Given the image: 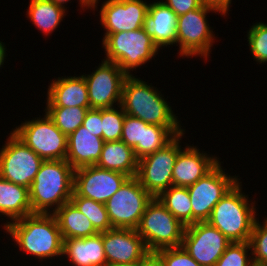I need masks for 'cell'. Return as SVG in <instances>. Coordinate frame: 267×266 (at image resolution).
Returning <instances> with one entry per match:
<instances>
[{
	"label": "cell",
	"instance_id": "44dd1931",
	"mask_svg": "<svg viewBox=\"0 0 267 266\" xmlns=\"http://www.w3.org/2000/svg\"><path fill=\"white\" fill-rule=\"evenodd\" d=\"M47 94V107H90L83 75L55 79L50 83Z\"/></svg>",
	"mask_w": 267,
	"mask_h": 266
},
{
	"label": "cell",
	"instance_id": "7bdbcfd3",
	"mask_svg": "<svg viewBox=\"0 0 267 266\" xmlns=\"http://www.w3.org/2000/svg\"><path fill=\"white\" fill-rule=\"evenodd\" d=\"M106 266H139V262H134L131 264H107Z\"/></svg>",
	"mask_w": 267,
	"mask_h": 266
},
{
	"label": "cell",
	"instance_id": "4fadbf2b",
	"mask_svg": "<svg viewBox=\"0 0 267 266\" xmlns=\"http://www.w3.org/2000/svg\"><path fill=\"white\" fill-rule=\"evenodd\" d=\"M231 242L207 221L185 227L183 249L201 266H215Z\"/></svg>",
	"mask_w": 267,
	"mask_h": 266
},
{
	"label": "cell",
	"instance_id": "e0dca14e",
	"mask_svg": "<svg viewBox=\"0 0 267 266\" xmlns=\"http://www.w3.org/2000/svg\"><path fill=\"white\" fill-rule=\"evenodd\" d=\"M101 6L100 22L105 34L128 32L144 27L149 4L143 0H105Z\"/></svg>",
	"mask_w": 267,
	"mask_h": 266
},
{
	"label": "cell",
	"instance_id": "6da1fadb",
	"mask_svg": "<svg viewBox=\"0 0 267 266\" xmlns=\"http://www.w3.org/2000/svg\"><path fill=\"white\" fill-rule=\"evenodd\" d=\"M4 229L31 256L42 260L63 256V237L53 214H31L7 222Z\"/></svg>",
	"mask_w": 267,
	"mask_h": 266
},
{
	"label": "cell",
	"instance_id": "7c38bea8",
	"mask_svg": "<svg viewBox=\"0 0 267 266\" xmlns=\"http://www.w3.org/2000/svg\"><path fill=\"white\" fill-rule=\"evenodd\" d=\"M220 163L187 187L192 203V224L207 221L214 206L238 182L236 176L225 174Z\"/></svg>",
	"mask_w": 267,
	"mask_h": 266
},
{
	"label": "cell",
	"instance_id": "f546056e",
	"mask_svg": "<svg viewBox=\"0 0 267 266\" xmlns=\"http://www.w3.org/2000/svg\"><path fill=\"white\" fill-rule=\"evenodd\" d=\"M70 201L91 221L99 233L113 228L105 204L78 196L74 191Z\"/></svg>",
	"mask_w": 267,
	"mask_h": 266
},
{
	"label": "cell",
	"instance_id": "5b68a950",
	"mask_svg": "<svg viewBox=\"0 0 267 266\" xmlns=\"http://www.w3.org/2000/svg\"><path fill=\"white\" fill-rule=\"evenodd\" d=\"M102 45L106 61L116 63L127 75L156 55L159 48L146 33L144 27L128 32L105 34Z\"/></svg>",
	"mask_w": 267,
	"mask_h": 266
},
{
	"label": "cell",
	"instance_id": "484cf974",
	"mask_svg": "<svg viewBox=\"0 0 267 266\" xmlns=\"http://www.w3.org/2000/svg\"><path fill=\"white\" fill-rule=\"evenodd\" d=\"M27 18L44 34L49 35L63 20L65 8L52 0H30Z\"/></svg>",
	"mask_w": 267,
	"mask_h": 266
},
{
	"label": "cell",
	"instance_id": "f1b7e54d",
	"mask_svg": "<svg viewBox=\"0 0 267 266\" xmlns=\"http://www.w3.org/2000/svg\"><path fill=\"white\" fill-rule=\"evenodd\" d=\"M90 107H46L45 113L67 137L83 123Z\"/></svg>",
	"mask_w": 267,
	"mask_h": 266
},
{
	"label": "cell",
	"instance_id": "7402d4cb",
	"mask_svg": "<svg viewBox=\"0 0 267 266\" xmlns=\"http://www.w3.org/2000/svg\"><path fill=\"white\" fill-rule=\"evenodd\" d=\"M62 255L74 266H106L102 232L90 237L64 239Z\"/></svg>",
	"mask_w": 267,
	"mask_h": 266
},
{
	"label": "cell",
	"instance_id": "d6986e66",
	"mask_svg": "<svg viewBox=\"0 0 267 266\" xmlns=\"http://www.w3.org/2000/svg\"><path fill=\"white\" fill-rule=\"evenodd\" d=\"M177 20L178 16L164 0L149 3L144 29L159 50L162 46L176 44Z\"/></svg>",
	"mask_w": 267,
	"mask_h": 266
},
{
	"label": "cell",
	"instance_id": "30bf717a",
	"mask_svg": "<svg viewBox=\"0 0 267 266\" xmlns=\"http://www.w3.org/2000/svg\"><path fill=\"white\" fill-rule=\"evenodd\" d=\"M217 10L202 5L185 14L177 20L176 43L179 44V55L183 57L202 56L207 58L214 42L213 31L210 30L206 15Z\"/></svg>",
	"mask_w": 267,
	"mask_h": 266
},
{
	"label": "cell",
	"instance_id": "d590c367",
	"mask_svg": "<svg viewBox=\"0 0 267 266\" xmlns=\"http://www.w3.org/2000/svg\"><path fill=\"white\" fill-rule=\"evenodd\" d=\"M162 266H201L182 246L165 248L154 253Z\"/></svg>",
	"mask_w": 267,
	"mask_h": 266
},
{
	"label": "cell",
	"instance_id": "1f68e13d",
	"mask_svg": "<svg viewBox=\"0 0 267 266\" xmlns=\"http://www.w3.org/2000/svg\"><path fill=\"white\" fill-rule=\"evenodd\" d=\"M149 123L144 122L139 118L125 115L123 121V129L121 134V141L134 149L135 155L138 159L142 158V136L143 127H147Z\"/></svg>",
	"mask_w": 267,
	"mask_h": 266
},
{
	"label": "cell",
	"instance_id": "cb8c5ba5",
	"mask_svg": "<svg viewBox=\"0 0 267 266\" xmlns=\"http://www.w3.org/2000/svg\"><path fill=\"white\" fill-rule=\"evenodd\" d=\"M0 213L11 218V221L33 214L29 188L0 176Z\"/></svg>",
	"mask_w": 267,
	"mask_h": 266
},
{
	"label": "cell",
	"instance_id": "b9f144b4",
	"mask_svg": "<svg viewBox=\"0 0 267 266\" xmlns=\"http://www.w3.org/2000/svg\"><path fill=\"white\" fill-rule=\"evenodd\" d=\"M2 43L3 42L0 41V67L4 64V59L6 56V48Z\"/></svg>",
	"mask_w": 267,
	"mask_h": 266
},
{
	"label": "cell",
	"instance_id": "ab89813d",
	"mask_svg": "<svg viewBox=\"0 0 267 266\" xmlns=\"http://www.w3.org/2000/svg\"><path fill=\"white\" fill-rule=\"evenodd\" d=\"M139 266H162L154 254H150L145 260L139 261Z\"/></svg>",
	"mask_w": 267,
	"mask_h": 266
},
{
	"label": "cell",
	"instance_id": "277c9868",
	"mask_svg": "<svg viewBox=\"0 0 267 266\" xmlns=\"http://www.w3.org/2000/svg\"><path fill=\"white\" fill-rule=\"evenodd\" d=\"M239 181L214 206L207 222L230 242H249L256 221L255 203L249 204Z\"/></svg>",
	"mask_w": 267,
	"mask_h": 266
},
{
	"label": "cell",
	"instance_id": "4dcf8cb0",
	"mask_svg": "<svg viewBox=\"0 0 267 266\" xmlns=\"http://www.w3.org/2000/svg\"><path fill=\"white\" fill-rule=\"evenodd\" d=\"M119 110L113 108L101 109L102 131L104 142L120 141L123 121L126 113L121 105Z\"/></svg>",
	"mask_w": 267,
	"mask_h": 266
},
{
	"label": "cell",
	"instance_id": "9c48e42d",
	"mask_svg": "<svg viewBox=\"0 0 267 266\" xmlns=\"http://www.w3.org/2000/svg\"><path fill=\"white\" fill-rule=\"evenodd\" d=\"M184 132L177 135L164 148L139 159L136 178L152 196L158 197L172 185V172Z\"/></svg>",
	"mask_w": 267,
	"mask_h": 266
},
{
	"label": "cell",
	"instance_id": "5bb4252c",
	"mask_svg": "<svg viewBox=\"0 0 267 266\" xmlns=\"http://www.w3.org/2000/svg\"><path fill=\"white\" fill-rule=\"evenodd\" d=\"M93 72L83 75L88 88L90 109L113 108L116 102L121 105L122 87L127 77L122 69L116 63L104 60Z\"/></svg>",
	"mask_w": 267,
	"mask_h": 266
},
{
	"label": "cell",
	"instance_id": "3957f363",
	"mask_svg": "<svg viewBox=\"0 0 267 266\" xmlns=\"http://www.w3.org/2000/svg\"><path fill=\"white\" fill-rule=\"evenodd\" d=\"M147 82L127 76L122 87L121 106L124 112L146 123L164 127H181L171 106L161 92Z\"/></svg>",
	"mask_w": 267,
	"mask_h": 266
},
{
	"label": "cell",
	"instance_id": "ffe728a7",
	"mask_svg": "<svg viewBox=\"0 0 267 266\" xmlns=\"http://www.w3.org/2000/svg\"><path fill=\"white\" fill-rule=\"evenodd\" d=\"M66 161L74 170L96 165L104 140L94 136L82 125L68 137Z\"/></svg>",
	"mask_w": 267,
	"mask_h": 266
},
{
	"label": "cell",
	"instance_id": "4316f807",
	"mask_svg": "<svg viewBox=\"0 0 267 266\" xmlns=\"http://www.w3.org/2000/svg\"><path fill=\"white\" fill-rule=\"evenodd\" d=\"M157 198L185 227L192 224V203L187 187L171 186Z\"/></svg>",
	"mask_w": 267,
	"mask_h": 266
},
{
	"label": "cell",
	"instance_id": "ba28073f",
	"mask_svg": "<svg viewBox=\"0 0 267 266\" xmlns=\"http://www.w3.org/2000/svg\"><path fill=\"white\" fill-rule=\"evenodd\" d=\"M152 199L136 177H129L105 203L112 227L136 229Z\"/></svg>",
	"mask_w": 267,
	"mask_h": 266
},
{
	"label": "cell",
	"instance_id": "8992f818",
	"mask_svg": "<svg viewBox=\"0 0 267 266\" xmlns=\"http://www.w3.org/2000/svg\"><path fill=\"white\" fill-rule=\"evenodd\" d=\"M151 254L156 251L179 247L185 226L158 200L157 197L148 203L140 223L136 228Z\"/></svg>",
	"mask_w": 267,
	"mask_h": 266
},
{
	"label": "cell",
	"instance_id": "603a6c76",
	"mask_svg": "<svg viewBox=\"0 0 267 266\" xmlns=\"http://www.w3.org/2000/svg\"><path fill=\"white\" fill-rule=\"evenodd\" d=\"M139 159L134 149L123 141L104 142L100 159L96 166L135 177Z\"/></svg>",
	"mask_w": 267,
	"mask_h": 266
},
{
	"label": "cell",
	"instance_id": "74e56055",
	"mask_svg": "<svg viewBox=\"0 0 267 266\" xmlns=\"http://www.w3.org/2000/svg\"><path fill=\"white\" fill-rule=\"evenodd\" d=\"M177 16L203 5L202 0H166L164 2Z\"/></svg>",
	"mask_w": 267,
	"mask_h": 266
},
{
	"label": "cell",
	"instance_id": "d6a6232c",
	"mask_svg": "<svg viewBox=\"0 0 267 266\" xmlns=\"http://www.w3.org/2000/svg\"><path fill=\"white\" fill-rule=\"evenodd\" d=\"M262 223L256 219L249 240L254 266H267V218Z\"/></svg>",
	"mask_w": 267,
	"mask_h": 266
},
{
	"label": "cell",
	"instance_id": "2e32d148",
	"mask_svg": "<svg viewBox=\"0 0 267 266\" xmlns=\"http://www.w3.org/2000/svg\"><path fill=\"white\" fill-rule=\"evenodd\" d=\"M107 264H131L145 260L151 253L136 229L112 228L102 232Z\"/></svg>",
	"mask_w": 267,
	"mask_h": 266
},
{
	"label": "cell",
	"instance_id": "d4e9b609",
	"mask_svg": "<svg viewBox=\"0 0 267 266\" xmlns=\"http://www.w3.org/2000/svg\"><path fill=\"white\" fill-rule=\"evenodd\" d=\"M53 215L57 220L63 240L90 237L99 233L91 221L71 201L59 207Z\"/></svg>",
	"mask_w": 267,
	"mask_h": 266
},
{
	"label": "cell",
	"instance_id": "836d02e7",
	"mask_svg": "<svg viewBox=\"0 0 267 266\" xmlns=\"http://www.w3.org/2000/svg\"><path fill=\"white\" fill-rule=\"evenodd\" d=\"M250 250L249 242H231L215 266H254L247 255Z\"/></svg>",
	"mask_w": 267,
	"mask_h": 266
},
{
	"label": "cell",
	"instance_id": "f35d334b",
	"mask_svg": "<svg viewBox=\"0 0 267 266\" xmlns=\"http://www.w3.org/2000/svg\"><path fill=\"white\" fill-rule=\"evenodd\" d=\"M202 3L217 10L221 15H225L229 11L231 0H202Z\"/></svg>",
	"mask_w": 267,
	"mask_h": 266
},
{
	"label": "cell",
	"instance_id": "e575fe53",
	"mask_svg": "<svg viewBox=\"0 0 267 266\" xmlns=\"http://www.w3.org/2000/svg\"><path fill=\"white\" fill-rule=\"evenodd\" d=\"M248 44L254 59L260 63L267 62V24L255 23L248 31Z\"/></svg>",
	"mask_w": 267,
	"mask_h": 266
},
{
	"label": "cell",
	"instance_id": "ac0fdd59",
	"mask_svg": "<svg viewBox=\"0 0 267 266\" xmlns=\"http://www.w3.org/2000/svg\"><path fill=\"white\" fill-rule=\"evenodd\" d=\"M218 163L217 157L200 153L199 148L195 146L181 149L173 167L172 185L189 187L209 173Z\"/></svg>",
	"mask_w": 267,
	"mask_h": 266
},
{
	"label": "cell",
	"instance_id": "8fae6325",
	"mask_svg": "<svg viewBox=\"0 0 267 266\" xmlns=\"http://www.w3.org/2000/svg\"><path fill=\"white\" fill-rule=\"evenodd\" d=\"M43 161L12 132L0 150V176L30 189Z\"/></svg>",
	"mask_w": 267,
	"mask_h": 266
},
{
	"label": "cell",
	"instance_id": "7a4b0ae2",
	"mask_svg": "<svg viewBox=\"0 0 267 266\" xmlns=\"http://www.w3.org/2000/svg\"><path fill=\"white\" fill-rule=\"evenodd\" d=\"M73 187L74 169L66 160H44L29 189L32 213L53 214L70 201Z\"/></svg>",
	"mask_w": 267,
	"mask_h": 266
},
{
	"label": "cell",
	"instance_id": "83f0119b",
	"mask_svg": "<svg viewBox=\"0 0 267 266\" xmlns=\"http://www.w3.org/2000/svg\"><path fill=\"white\" fill-rule=\"evenodd\" d=\"M183 132L181 127H164L156 124L143 127L142 157L161 150Z\"/></svg>",
	"mask_w": 267,
	"mask_h": 266
},
{
	"label": "cell",
	"instance_id": "52a82bcc",
	"mask_svg": "<svg viewBox=\"0 0 267 266\" xmlns=\"http://www.w3.org/2000/svg\"><path fill=\"white\" fill-rule=\"evenodd\" d=\"M13 133L43 160H66L68 138L47 113L44 118L25 121Z\"/></svg>",
	"mask_w": 267,
	"mask_h": 266
},
{
	"label": "cell",
	"instance_id": "8d00e7d4",
	"mask_svg": "<svg viewBox=\"0 0 267 266\" xmlns=\"http://www.w3.org/2000/svg\"><path fill=\"white\" fill-rule=\"evenodd\" d=\"M82 126L90 131L92 135L103 139L101 109H89Z\"/></svg>",
	"mask_w": 267,
	"mask_h": 266
},
{
	"label": "cell",
	"instance_id": "60d3db41",
	"mask_svg": "<svg viewBox=\"0 0 267 266\" xmlns=\"http://www.w3.org/2000/svg\"><path fill=\"white\" fill-rule=\"evenodd\" d=\"M52 1L58 4L59 6L64 7L65 5L63 4H65L70 0H52ZM79 2L82 7L93 8V0H80Z\"/></svg>",
	"mask_w": 267,
	"mask_h": 266
},
{
	"label": "cell",
	"instance_id": "9a60e30c",
	"mask_svg": "<svg viewBox=\"0 0 267 266\" xmlns=\"http://www.w3.org/2000/svg\"><path fill=\"white\" fill-rule=\"evenodd\" d=\"M129 178L126 174L96 165L74 170L73 191L85 198L105 204Z\"/></svg>",
	"mask_w": 267,
	"mask_h": 266
}]
</instances>
